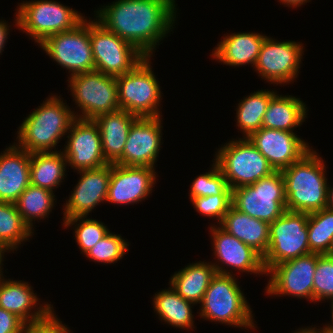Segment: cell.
I'll return each instance as SVG.
<instances>
[{
    "instance_id": "cell-21",
    "label": "cell",
    "mask_w": 333,
    "mask_h": 333,
    "mask_svg": "<svg viewBox=\"0 0 333 333\" xmlns=\"http://www.w3.org/2000/svg\"><path fill=\"white\" fill-rule=\"evenodd\" d=\"M39 300L28 282L5 279L4 274L0 276V307L15 314L25 324L40 321L54 310L53 305L41 304Z\"/></svg>"
},
{
    "instance_id": "cell-10",
    "label": "cell",
    "mask_w": 333,
    "mask_h": 333,
    "mask_svg": "<svg viewBox=\"0 0 333 333\" xmlns=\"http://www.w3.org/2000/svg\"><path fill=\"white\" fill-rule=\"evenodd\" d=\"M308 214L286 210L270 223L269 246L263 258L266 272L274 265L310 254Z\"/></svg>"
},
{
    "instance_id": "cell-32",
    "label": "cell",
    "mask_w": 333,
    "mask_h": 333,
    "mask_svg": "<svg viewBox=\"0 0 333 333\" xmlns=\"http://www.w3.org/2000/svg\"><path fill=\"white\" fill-rule=\"evenodd\" d=\"M56 199L54 192L30 184L18 197L15 206L23 221L34 231L36 220L39 222L41 219L49 218Z\"/></svg>"
},
{
    "instance_id": "cell-19",
    "label": "cell",
    "mask_w": 333,
    "mask_h": 333,
    "mask_svg": "<svg viewBox=\"0 0 333 333\" xmlns=\"http://www.w3.org/2000/svg\"><path fill=\"white\" fill-rule=\"evenodd\" d=\"M155 169L111 164L106 202L114 205H132L147 199L156 184Z\"/></svg>"
},
{
    "instance_id": "cell-42",
    "label": "cell",
    "mask_w": 333,
    "mask_h": 333,
    "mask_svg": "<svg viewBox=\"0 0 333 333\" xmlns=\"http://www.w3.org/2000/svg\"><path fill=\"white\" fill-rule=\"evenodd\" d=\"M311 0H279L278 2L286 5L287 7L297 8L301 7V5H305V3H309Z\"/></svg>"
},
{
    "instance_id": "cell-22",
    "label": "cell",
    "mask_w": 333,
    "mask_h": 333,
    "mask_svg": "<svg viewBox=\"0 0 333 333\" xmlns=\"http://www.w3.org/2000/svg\"><path fill=\"white\" fill-rule=\"evenodd\" d=\"M3 152V153H2ZM0 154V202L15 203L30 185V155L15 142Z\"/></svg>"
},
{
    "instance_id": "cell-38",
    "label": "cell",
    "mask_w": 333,
    "mask_h": 333,
    "mask_svg": "<svg viewBox=\"0 0 333 333\" xmlns=\"http://www.w3.org/2000/svg\"><path fill=\"white\" fill-rule=\"evenodd\" d=\"M196 212L204 217L213 218L219 225L232 206V195H214L207 197H196L190 200Z\"/></svg>"
},
{
    "instance_id": "cell-8",
    "label": "cell",
    "mask_w": 333,
    "mask_h": 333,
    "mask_svg": "<svg viewBox=\"0 0 333 333\" xmlns=\"http://www.w3.org/2000/svg\"><path fill=\"white\" fill-rule=\"evenodd\" d=\"M67 81L73 102L81 113L76 111L75 118L94 120L120 109L115 76L94 70L68 77Z\"/></svg>"
},
{
    "instance_id": "cell-35",
    "label": "cell",
    "mask_w": 333,
    "mask_h": 333,
    "mask_svg": "<svg viewBox=\"0 0 333 333\" xmlns=\"http://www.w3.org/2000/svg\"><path fill=\"white\" fill-rule=\"evenodd\" d=\"M211 169L198 175L190 185L189 199L214 195H232V189L221 172L218 163L213 159Z\"/></svg>"
},
{
    "instance_id": "cell-13",
    "label": "cell",
    "mask_w": 333,
    "mask_h": 333,
    "mask_svg": "<svg viewBox=\"0 0 333 333\" xmlns=\"http://www.w3.org/2000/svg\"><path fill=\"white\" fill-rule=\"evenodd\" d=\"M303 47L300 42L278 41L267 36L262 43L254 71L269 84H291L299 76L305 49Z\"/></svg>"
},
{
    "instance_id": "cell-34",
    "label": "cell",
    "mask_w": 333,
    "mask_h": 333,
    "mask_svg": "<svg viewBox=\"0 0 333 333\" xmlns=\"http://www.w3.org/2000/svg\"><path fill=\"white\" fill-rule=\"evenodd\" d=\"M62 225L66 228L74 225V239L83 255L110 232V229L103 222L87 218V216L65 219Z\"/></svg>"
},
{
    "instance_id": "cell-1",
    "label": "cell",
    "mask_w": 333,
    "mask_h": 333,
    "mask_svg": "<svg viewBox=\"0 0 333 333\" xmlns=\"http://www.w3.org/2000/svg\"><path fill=\"white\" fill-rule=\"evenodd\" d=\"M176 0H116L94 11L107 30L153 57L177 21ZM174 26V27H173Z\"/></svg>"
},
{
    "instance_id": "cell-23",
    "label": "cell",
    "mask_w": 333,
    "mask_h": 333,
    "mask_svg": "<svg viewBox=\"0 0 333 333\" xmlns=\"http://www.w3.org/2000/svg\"><path fill=\"white\" fill-rule=\"evenodd\" d=\"M267 36L254 32L226 34L212 50V59L231 67L252 65L257 61L262 43Z\"/></svg>"
},
{
    "instance_id": "cell-28",
    "label": "cell",
    "mask_w": 333,
    "mask_h": 333,
    "mask_svg": "<svg viewBox=\"0 0 333 333\" xmlns=\"http://www.w3.org/2000/svg\"><path fill=\"white\" fill-rule=\"evenodd\" d=\"M168 289H162L153 296L154 313L158 315L161 322L172 327L194 330V315L192 307L194 303L186 301L171 285Z\"/></svg>"
},
{
    "instance_id": "cell-31",
    "label": "cell",
    "mask_w": 333,
    "mask_h": 333,
    "mask_svg": "<svg viewBox=\"0 0 333 333\" xmlns=\"http://www.w3.org/2000/svg\"><path fill=\"white\" fill-rule=\"evenodd\" d=\"M23 221L15 203L0 202V248L6 253L18 250L34 234ZM17 249V250H16Z\"/></svg>"
},
{
    "instance_id": "cell-6",
    "label": "cell",
    "mask_w": 333,
    "mask_h": 333,
    "mask_svg": "<svg viewBox=\"0 0 333 333\" xmlns=\"http://www.w3.org/2000/svg\"><path fill=\"white\" fill-rule=\"evenodd\" d=\"M150 59L146 57L132 71L116 76L120 109L137 117L162 116L163 93Z\"/></svg>"
},
{
    "instance_id": "cell-40",
    "label": "cell",
    "mask_w": 333,
    "mask_h": 333,
    "mask_svg": "<svg viewBox=\"0 0 333 333\" xmlns=\"http://www.w3.org/2000/svg\"><path fill=\"white\" fill-rule=\"evenodd\" d=\"M24 325L15 314L0 307V333H22Z\"/></svg>"
},
{
    "instance_id": "cell-9",
    "label": "cell",
    "mask_w": 333,
    "mask_h": 333,
    "mask_svg": "<svg viewBox=\"0 0 333 333\" xmlns=\"http://www.w3.org/2000/svg\"><path fill=\"white\" fill-rule=\"evenodd\" d=\"M232 206L253 218L274 222L286 211L282 172L274 171L256 183L232 189Z\"/></svg>"
},
{
    "instance_id": "cell-37",
    "label": "cell",
    "mask_w": 333,
    "mask_h": 333,
    "mask_svg": "<svg viewBox=\"0 0 333 333\" xmlns=\"http://www.w3.org/2000/svg\"><path fill=\"white\" fill-rule=\"evenodd\" d=\"M333 300V257L317 254L313 276V302Z\"/></svg>"
},
{
    "instance_id": "cell-36",
    "label": "cell",
    "mask_w": 333,
    "mask_h": 333,
    "mask_svg": "<svg viewBox=\"0 0 333 333\" xmlns=\"http://www.w3.org/2000/svg\"><path fill=\"white\" fill-rule=\"evenodd\" d=\"M129 242L120 234L109 232L98 241L85 256L101 264H114L123 258L126 251H129Z\"/></svg>"
},
{
    "instance_id": "cell-12",
    "label": "cell",
    "mask_w": 333,
    "mask_h": 333,
    "mask_svg": "<svg viewBox=\"0 0 333 333\" xmlns=\"http://www.w3.org/2000/svg\"><path fill=\"white\" fill-rule=\"evenodd\" d=\"M90 40L95 70L111 76L132 71L146 56L135 46L90 17Z\"/></svg>"
},
{
    "instance_id": "cell-3",
    "label": "cell",
    "mask_w": 333,
    "mask_h": 333,
    "mask_svg": "<svg viewBox=\"0 0 333 333\" xmlns=\"http://www.w3.org/2000/svg\"><path fill=\"white\" fill-rule=\"evenodd\" d=\"M324 159L313 148L282 172L286 210L313 213L326 208L327 173Z\"/></svg>"
},
{
    "instance_id": "cell-2",
    "label": "cell",
    "mask_w": 333,
    "mask_h": 333,
    "mask_svg": "<svg viewBox=\"0 0 333 333\" xmlns=\"http://www.w3.org/2000/svg\"><path fill=\"white\" fill-rule=\"evenodd\" d=\"M61 95H49L24 118L17 131L15 144L29 153L57 152V144L67 135L75 119L74 112ZM54 149V150H52Z\"/></svg>"
},
{
    "instance_id": "cell-15",
    "label": "cell",
    "mask_w": 333,
    "mask_h": 333,
    "mask_svg": "<svg viewBox=\"0 0 333 333\" xmlns=\"http://www.w3.org/2000/svg\"><path fill=\"white\" fill-rule=\"evenodd\" d=\"M211 244L214 258L211 262L216 273L224 275H235L234 269L247 274L266 275L262 256L252 247L246 245L235 236H232L219 225L210 226ZM221 263V264H220ZM226 269H225V267ZM231 267V269H229ZM229 270H228V269Z\"/></svg>"
},
{
    "instance_id": "cell-46",
    "label": "cell",
    "mask_w": 333,
    "mask_h": 333,
    "mask_svg": "<svg viewBox=\"0 0 333 333\" xmlns=\"http://www.w3.org/2000/svg\"><path fill=\"white\" fill-rule=\"evenodd\" d=\"M5 254V252L3 251V250H0V276L4 273L3 271V266L2 265H4L3 264V258H5L4 255Z\"/></svg>"
},
{
    "instance_id": "cell-11",
    "label": "cell",
    "mask_w": 333,
    "mask_h": 333,
    "mask_svg": "<svg viewBox=\"0 0 333 333\" xmlns=\"http://www.w3.org/2000/svg\"><path fill=\"white\" fill-rule=\"evenodd\" d=\"M39 47L62 68L69 70V77L95 70L90 40V18L87 17L74 29L46 38Z\"/></svg>"
},
{
    "instance_id": "cell-43",
    "label": "cell",
    "mask_w": 333,
    "mask_h": 333,
    "mask_svg": "<svg viewBox=\"0 0 333 333\" xmlns=\"http://www.w3.org/2000/svg\"><path fill=\"white\" fill-rule=\"evenodd\" d=\"M331 323L329 324H325V326L321 327V328H317V330L320 333H333V300L331 301Z\"/></svg>"
},
{
    "instance_id": "cell-4",
    "label": "cell",
    "mask_w": 333,
    "mask_h": 333,
    "mask_svg": "<svg viewBox=\"0 0 333 333\" xmlns=\"http://www.w3.org/2000/svg\"><path fill=\"white\" fill-rule=\"evenodd\" d=\"M235 276L216 273L204 294L198 316L217 324L255 331L252 308Z\"/></svg>"
},
{
    "instance_id": "cell-39",
    "label": "cell",
    "mask_w": 333,
    "mask_h": 333,
    "mask_svg": "<svg viewBox=\"0 0 333 333\" xmlns=\"http://www.w3.org/2000/svg\"><path fill=\"white\" fill-rule=\"evenodd\" d=\"M22 333H71V331L53 310L46 318L25 324Z\"/></svg>"
},
{
    "instance_id": "cell-44",
    "label": "cell",
    "mask_w": 333,
    "mask_h": 333,
    "mask_svg": "<svg viewBox=\"0 0 333 333\" xmlns=\"http://www.w3.org/2000/svg\"><path fill=\"white\" fill-rule=\"evenodd\" d=\"M326 207L333 210V186L329 185L327 187V204Z\"/></svg>"
},
{
    "instance_id": "cell-33",
    "label": "cell",
    "mask_w": 333,
    "mask_h": 333,
    "mask_svg": "<svg viewBox=\"0 0 333 333\" xmlns=\"http://www.w3.org/2000/svg\"><path fill=\"white\" fill-rule=\"evenodd\" d=\"M307 229L311 253L328 254L333 241V210L326 207L308 214Z\"/></svg>"
},
{
    "instance_id": "cell-7",
    "label": "cell",
    "mask_w": 333,
    "mask_h": 333,
    "mask_svg": "<svg viewBox=\"0 0 333 333\" xmlns=\"http://www.w3.org/2000/svg\"><path fill=\"white\" fill-rule=\"evenodd\" d=\"M214 156L231 189L256 183L275 171L248 138L227 141Z\"/></svg>"
},
{
    "instance_id": "cell-29",
    "label": "cell",
    "mask_w": 333,
    "mask_h": 333,
    "mask_svg": "<svg viewBox=\"0 0 333 333\" xmlns=\"http://www.w3.org/2000/svg\"><path fill=\"white\" fill-rule=\"evenodd\" d=\"M67 160L62 151L34 152L30 155V184L52 192L66 177Z\"/></svg>"
},
{
    "instance_id": "cell-41",
    "label": "cell",
    "mask_w": 333,
    "mask_h": 333,
    "mask_svg": "<svg viewBox=\"0 0 333 333\" xmlns=\"http://www.w3.org/2000/svg\"><path fill=\"white\" fill-rule=\"evenodd\" d=\"M9 22L7 23L6 20H0V55H2V51H4V47L6 45V42L8 41V35L10 32L11 26H8Z\"/></svg>"
},
{
    "instance_id": "cell-30",
    "label": "cell",
    "mask_w": 333,
    "mask_h": 333,
    "mask_svg": "<svg viewBox=\"0 0 333 333\" xmlns=\"http://www.w3.org/2000/svg\"><path fill=\"white\" fill-rule=\"evenodd\" d=\"M276 90L261 89L241 99L236 108V125L242 132V138H248L262 128V119ZM240 128V129H239Z\"/></svg>"
},
{
    "instance_id": "cell-18",
    "label": "cell",
    "mask_w": 333,
    "mask_h": 333,
    "mask_svg": "<svg viewBox=\"0 0 333 333\" xmlns=\"http://www.w3.org/2000/svg\"><path fill=\"white\" fill-rule=\"evenodd\" d=\"M248 139L275 171H283L312 149L296 132L260 128Z\"/></svg>"
},
{
    "instance_id": "cell-17",
    "label": "cell",
    "mask_w": 333,
    "mask_h": 333,
    "mask_svg": "<svg viewBox=\"0 0 333 333\" xmlns=\"http://www.w3.org/2000/svg\"><path fill=\"white\" fill-rule=\"evenodd\" d=\"M162 119L138 117L131 125L122 157L115 164L155 168L163 142Z\"/></svg>"
},
{
    "instance_id": "cell-16",
    "label": "cell",
    "mask_w": 333,
    "mask_h": 333,
    "mask_svg": "<svg viewBox=\"0 0 333 333\" xmlns=\"http://www.w3.org/2000/svg\"><path fill=\"white\" fill-rule=\"evenodd\" d=\"M66 138L62 152L71 169L89 170L108 164L102 152L99 126L93 119L75 118Z\"/></svg>"
},
{
    "instance_id": "cell-25",
    "label": "cell",
    "mask_w": 333,
    "mask_h": 333,
    "mask_svg": "<svg viewBox=\"0 0 333 333\" xmlns=\"http://www.w3.org/2000/svg\"><path fill=\"white\" fill-rule=\"evenodd\" d=\"M219 226L252 247L262 257L269 246L270 223L253 218L231 206Z\"/></svg>"
},
{
    "instance_id": "cell-26",
    "label": "cell",
    "mask_w": 333,
    "mask_h": 333,
    "mask_svg": "<svg viewBox=\"0 0 333 333\" xmlns=\"http://www.w3.org/2000/svg\"><path fill=\"white\" fill-rule=\"evenodd\" d=\"M216 275L215 267L210 262H192L174 272L170 277L169 285L186 301L195 305L201 304L204 294Z\"/></svg>"
},
{
    "instance_id": "cell-47",
    "label": "cell",
    "mask_w": 333,
    "mask_h": 333,
    "mask_svg": "<svg viewBox=\"0 0 333 333\" xmlns=\"http://www.w3.org/2000/svg\"><path fill=\"white\" fill-rule=\"evenodd\" d=\"M327 255H329V256H332L333 257V241H332V245H331V247H330V250H329V252H328V254Z\"/></svg>"
},
{
    "instance_id": "cell-45",
    "label": "cell",
    "mask_w": 333,
    "mask_h": 333,
    "mask_svg": "<svg viewBox=\"0 0 333 333\" xmlns=\"http://www.w3.org/2000/svg\"><path fill=\"white\" fill-rule=\"evenodd\" d=\"M292 333H320V332L317 330V328L314 325V327L312 326L301 327Z\"/></svg>"
},
{
    "instance_id": "cell-20",
    "label": "cell",
    "mask_w": 333,
    "mask_h": 333,
    "mask_svg": "<svg viewBox=\"0 0 333 333\" xmlns=\"http://www.w3.org/2000/svg\"><path fill=\"white\" fill-rule=\"evenodd\" d=\"M80 178L63 206V221L77 216H87L107 199L111 164L89 170L77 171Z\"/></svg>"
},
{
    "instance_id": "cell-27",
    "label": "cell",
    "mask_w": 333,
    "mask_h": 333,
    "mask_svg": "<svg viewBox=\"0 0 333 333\" xmlns=\"http://www.w3.org/2000/svg\"><path fill=\"white\" fill-rule=\"evenodd\" d=\"M305 102L292 95H280L271 98L262 119V127L294 132L308 118Z\"/></svg>"
},
{
    "instance_id": "cell-14",
    "label": "cell",
    "mask_w": 333,
    "mask_h": 333,
    "mask_svg": "<svg viewBox=\"0 0 333 333\" xmlns=\"http://www.w3.org/2000/svg\"><path fill=\"white\" fill-rule=\"evenodd\" d=\"M316 264L317 254L310 253L272 266L266 272L269 279L265 293L271 297L283 295L305 298L313 303V276Z\"/></svg>"
},
{
    "instance_id": "cell-5",
    "label": "cell",
    "mask_w": 333,
    "mask_h": 333,
    "mask_svg": "<svg viewBox=\"0 0 333 333\" xmlns=\"http://www.w3.org/2000/svg\"><path fill=\"white\" fill-rule=\"evenodd\" d=\"M15 17L17 29L37 45L52 35L74 29L85 19L82 13L56 0L23 1L18 4Z\"/></svg>"
},
{
    "instance_id": "cell-24",
    "label": "cell",
    "mask_w": 333,
    "mask_h": 333,
    "mask_svg": "<svg viewBox=\"0 0 333 333\" xmlns=\"http://www.w3.org/2000/svg\"><path fill=\"white\" fill-rule=\"evenodd\" d=\"M137 118L136 115L119 109L94 119L99 126L102 152L108 164H115L122 157L131 125Z\"/></svg>"
}]
</instances>
